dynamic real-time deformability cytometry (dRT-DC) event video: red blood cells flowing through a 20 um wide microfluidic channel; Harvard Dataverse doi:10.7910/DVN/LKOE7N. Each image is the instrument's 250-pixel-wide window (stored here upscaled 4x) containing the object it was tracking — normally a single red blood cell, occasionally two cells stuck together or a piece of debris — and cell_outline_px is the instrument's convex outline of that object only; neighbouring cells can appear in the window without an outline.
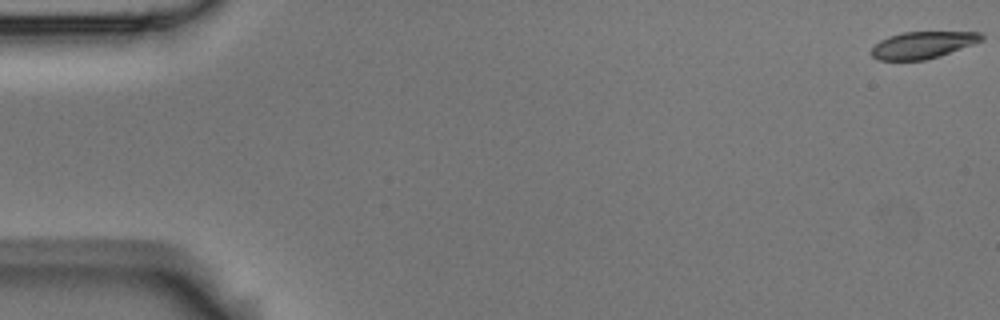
{"species": "Egyptian fruit bat (a non-hibernating species)", "species_latin": "Rousettus aegyptiacus", "temperature_condition": "room temperature", "stored_images_in_passage": 4, "camera_frame_rate_fps": 3000, "um_per_image_px": 0.085, "animal": {"sex": "male"}, "frame": {"image": 1, "passage_image": 1, "time_ms": 0.0, "image_size_px": [1000, 320], "cell_outline_px": [[984, 40], [940, 56], [924, 60], [880, 60], [872, 56], [868, 52], [880, 40], [888, 36], [904, 32], [980, 32], [984, 36]], "centroid_in_image_um": [78.42, 3.82], "position_along_channel_um": 6.6, "area_um2": 17.28}}